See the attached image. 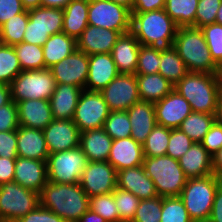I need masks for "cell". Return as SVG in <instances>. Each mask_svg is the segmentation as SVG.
Listing matches in <instances>:
<instances>
[{
  "label": "cell",
  "mask_w": 222,
  "mask_h": 222,
  "mask_svg": "<svg viewBox=\"0 0 222 222\" xmlns=\"http://www.w3.org/2000/svg\"><path fill=\"white\" fill-rule=\"evenodd\" d=\"M178 26L164 9L150 12H132L131 32L140 45L160 52L169 50L174 43Z\"/></svg>",
  "instance_id": "obj_1"
},
{
  "label": "cell",
  "mask_w": 222,
  "mask_h": 222,
  "mask_svg": "<svg viewBox=\"0 0 222 222\" xmlns=\"http://www.w3.org/2000/svg\"><path fill=\"white\" fill-rule=\"evenodd\" d=\"M40 205L60 216L65 222H78L89 210V196L80 183L47 182L39 194Z\"/></svg>",
  "instance_id": "obj_2"
},
{
  "label": "cell",
  "mask_w": 222,
  "mask_h": 222,
  "mask_svg": "<svg viewBox=\"0 0 222 222\" xmlns=\"http://www.w3.org/2000/svg\"><path fill=\"white\" fill-rule=\"evenodd\" d=\"M174 89L190 104L192 112L215 115L222 93L219 74L188 72Z\"/></svg>",
  "instance_id": "obj_3"
},
{
  "label": "cell",
  "mask_w": 222,
  "mask_h": 222,
  "mask_svg": "<svg viewBox=\"0 0 222 222\" xmlns=\"http://www.w3.org/2000/svg\"><path fill=\"white\" fill-rule=\"evenodd\" d=\"M173 47L184 61L188 72L219 74L220 67L213 61L200 28L178 27Z\"/></svg>",
  "instance_id": "obj_4"
},
{
  "label": "cell",
  "mask_w": 222,
  "mask_h": 222,
  "mask_svg": "<svg viewBox=\"0 0 222 222\" xmlns=\"http://www.w3.org/2000/svg\"><path fill=\"white\" fill-rule=\"evenodd\" d=\"M143 167L155 184L159 197H179L188 178L178 159L168 155L144 157Z\"/></svg>",
  "instance_id": "obj_5"
},
{
  "label": "cell",
  "mask_w": 222,
  "mask_h": 222,
  "mask_svg": "<svg viewBox=\"0 0 222 222\" xmlns=\"http://www.w3.org/2000/svg\"><path fill=\"white\" fill-rule=\"evenodd\" d=\"M216 181L212 175L189 178L179 197L192 221L209 219L213 207Z\"/></svg>",
  "instance_id": "obj_6"
},
{
  "label": "cell",
  "mask_w": 222,
  "mask_h": 222,
  "mask_svg": "<svg viewBox=\"0 0 222 222\" xmlns=\"http://www.w3.org/2000/svg\"><path fill=\"white\" fill-rule=\"evenodd\" d=\"M12 101L48 100L53 95L56 81L50 69L20 72L11 82Z\"/></svg>",
  "instance_id": "obj_7"
},
{
  "label": "cell",
  "mask_w": 222,
  "mask_h": 222,
  "mask_svg": "<svg viewBox=\"0 0 222 222\" xmlns=\"http://www.w3.org/2000/svg\"><path fill=\"white\" fill-rule=\"evenodd\" d=\"M47 176L51 183L77 184L80 182L88 159L80 147L49 154Z\"/></svg>",
  "instance_id": "obj_8"
},
{
  "label": "cell",
  "mask_w": 222,
  "mask_h": 222,
  "mask_svg": "<svg viewBox=\"0 0 222 222\" xmlns=\"http://www.w3.org/2000/svg\"><path fill=\"white\" fill-rule=\"evenodd\" d=\"M40 205L39 193L15 181L0 185V220L16 221Z\"/></svg>",
  "instance_id": "obj_9"
},
{
  "label": "cell",
  "mask_w": 222,
  "mask_h": 222,
  "mask_svg": "<svg viewBox=\"0 0 222 222\" xmlns=\"http://www.w3.org/2000/svg\"><path fill=\"white\" fill-rule=\"evenodd\" d=\"M132 12L123 5L110 0L89 2L88 25H94L120 34L131 31Z\"/></svg>",
  "instance_id": "obj_10"
},
{
  "label": "cell",
  "mask_w": 222,
  "mask_h": 222,
  "mask_svg": "<svg viewBox=\"0 0 222 222\" xmlns=\"http://www.w3.org/2000/svg\"><path fill=\"white\" fill-rule=\"evenodd\" d=\"M110 110L101 92L83 89L80 93L72 121L80 133L104 127Z\"/></svg>",
  "instance_id": "obj_11"
},
{
  "label": "cell",
  "mask_w": 222,
  "mask_h": 222,
  "mask_svg": "<svg viewBox=\"0 0 222 222\" xmlns=\"http://www.w3.org/2000/svg\"><path fill=\"white\" fill-rule=\"evenodd\" d=\"M101 94L110 111H127L140 100L136 74H118Z\"/></svg>",
  "instance_id": "obj_12"
},
{
  "label": "cell",
  "mask_w": 222,
  "mask_h": 222,
  "mask_svg": "<svg viewBox=\"0 0 222 222\" xmlns=\"http://www.w3.org/2000/svg\"><path fill=\"white\" fill-rule=\"evenodd\" d=\"M79 183L89 198L109 194L117 187V171L108 161H88Z\"/></svg>",
  "instance_id": "obj_13"
},
{
  "label": "cell",
  "mask_w": 222,
  "mask_h": 222,
  "mask_svg": "<svg viewBox=\"0 0 222 222\" xmlns=\"http://www.w3.org/2000/svg\"><path fill=\"white\" fill-rule=\"evenodd\" d=\"M89 67V56L76 48L73 53L50 67L56 84H69L85 88Z\"/></svg>",
  "instance_id": "obj_14"
},
{
  "label": "cell",
  "mask_w": 222,
  "mask_h": 222,
  "mask_svg": "<svg viewBox=\"0 0 222 222\" xmlns=\"http://www.w3.org/2000/svg\"><path fill=\"white\" fill-rule=\"evenodd\" d=\"M43 134L49 154L79 147L80 131L72 120L54 119Z\"/></svg>",
  "instance_id": "obj_15"
},
{
  "label": "cell",
  "mask_w": 222,
  "mask_h": 222,
  "mask_svg": "<svg viewBox=\"0 0 222 222\" xmlns=\"http://www.w3.org/2000/svg\"><path fill=\"white\" fill-rule=\"evenodd\" d=\"M154 108L157 124L170 129L179 128L192 112L190 104L175 89L154 103Z\"/></svg>",
  "instance_id": "obj_16"
},
{
  "label": "cell",
  "mask_w": 222,
  "mask_h": 222,
  "mask_svg": "<svg viewBox=\"0 0 222 222\" xmlns=\"http://www.w3.org/2000/svg\"><path fill=\"white\" fill-rule=\"evenodd\" d=\"M13 181L40 194L48 182L46 161L17 157Z\"/></svg>",
  "instance_id": "obj_17"
},
{
  "label": "cell",
  "mask_w": 222,
  "mask_h": 222,
  "mask_svg": "<svg viewBox=\"0 0 222 222\" xmlns=\"http://www.w3.org/2000/svg\"><path fill=\"white\" fill-rule=\"evenodd\" d=\"M119 74L111 53L89 55L85 90L101 92Z\"/></svg>",
  "instance_id": "obj_18"
},
{
  "label": "cell",
  "mask_w": 222,
  "mask_h": 222,
  "mask_svg": "<svg viewBox=\"0 0 222 222\" xmlns=\"http://www.w3.org/2000/svg\"><path fill=\"white\" fill-rule=\"evenodd\" d=\"M117 187L133 193L140 200L158 196L155 184L146 174L143 165L118 171Z\"/></svg>",
  "instance_id": "obj_19"
},
{
  "label": "cell",
  "mask_w": 222,
  "mask_h": 222,
  "mask_svg": "<svg viewBox=\"0 0 222 222\" xmlns=\"http://www.w3.org/2000/svg\"><path fill=\"white\" fill-rule=\"evenodd\" d=\"M121 34L118 31L88 25L76 40L77 49L88 56L99 53H111Z\"/></svg>",
  "instance_id": "obj_20"
},
{
  "label": "cell",
  "mask_w": 222,
  "mask_h": 222,
  "mask_svg": "<svg viewBox=\"0 0 222 222\" xmlns=\"http://www.w3.org/2000/svg\"><path fill=\"white\" fill-rule=\"evenodd\" d=\"M116 171L143 165L144 152L142 144L132 137L113 140L107 160Z\"/></svg>",
  "instance_id": "obj_21"
},
{
  "label": "cell",
  "mask_w": 222,
  "mask_h": 222,
  "mask_svg": "<svg viewBox=\"0 0 222 222\" xmlns=\"http://www.w3.org/2000/svg\"><path fill=\"white\" fill-rule=\"evenodd\" d=\"M16 105L19 126L43 130L54 120L48 100H23Z\"/></svg>",
  "instance_id": "obj_22"
},
{
  "label": "cell",
  "mask_w": 222,
  "mask_h": 222,
  "mask_svg": "<svg viewBox=\"0 0 222 222\" xmlns=\"http://www.w3.org/2000/svg\"><path fill=\"white\" fill-rule=\"evenodd\" d=\"M139 49L140 43L131 31L118 37L111 56L119 74H135Z\"/></svg>",
  "instance_id": "obj_23"
},
{
  "label": "cell",
  "mask_w": 222,
  "mask_h": 222,
  "mask_svg": "<svg viewBox=\"0 0 222 222\" xmlns=\"http://www.w3.org/2000/svg\"><path fill=\"white\" fill-rule=\"evenodd\" d=\"M131 123V136L135 141L143 144L156 126L154 103L139 100L127 110Z\"/></svg>",
  "instance_id": "obj_24"
},
{
  "label": "cell",
  "mask_w": 222,
  "mask_h": 222,
  "mask_svg": "<svg viewBox=\"0 0 222 222\" xmlns=\"http://www.w3.org/2000/svg\"><path fill=\"white\" fill-rule=\"evenodd\" d=\"M18 157L47 161L49 150L43 130L19 126L17 129Z\"/></svg>",
  "instance_id": "obj_25"
},
{
  "label": "cell",
  "mask_w": 222,
  "mask_h": 222,
  "mask_svg": "<svg viewBox=\"0 0 222 222\" xmlns=\"http://www.w3.org/2000/svg\"><path fill=\"white\" fill-rule=\"evenodd\" d=\"M178 161L188 179L202 178L213 174L212 156L201 143H193Z\"/></svg>",
  "instance_id": "obj_26"
},
{
  "label": "cell",
  "mask_w": 222,
  "mask_h": 222,
  "mask_svg": "<svg viewBox=\"0 0 222 222\" xmlns=\"http://www.w3.org/2000/svg\"><path fill=\"white\" fill-rule=\"evenodd\" d=\"M82 89L75 85L56 84L49 99L53 118L72 120Z\"/></svg>",
  "instance_id": "obj_27"
},
{
  "label": "cell",
  "mask_w": 222,
  "mask_h": 222,
  "mask_svg": "<svg viewBox=\"0 0 222 222\" xmlns=\"http://www.w3.org/2000/svg\"><path fill=\"white\" fill-rule=\"evenodd\" d=\"M113 139L104 128L87 130L80 133L79 147L87 156L88 161H107Z\"/></svg>",
  "instance_id": "obj_28"
},
{
  "label": "cell",
  "mask_w": 222,
  "mask_h": 222,
  "mask_svg": "<svg viewBox=\"0 0 222 222\" xmlns=\"http://www.w3.org/2000/svg\"><path fill=\"white\" fill-rule=\"evenodd\" d=\"M87 0H72L64 8L62 32L77 40L88 26Z\"/></svg>",
  "instance_id": "obj_29"
},
{
  "label": "cell",
  "mask_w": 222,
  "mask_h": 222,
  "mask_svg": "<svg viewBox=\"0 0 222 222\" xmlns=\"http://www.w3.org/2000/svg\"><path fill=\"white\" fill-rule=\"evenodd\" d=\"M42 48L45 69H49L62 59L70 56L76 50L77 43L73 37L61 32L51 35Z\"/></svg>",
  "instance_id": "obj_30"
},
{
  "label": "cell",
  "mask_w": 222,
  "mask_h": 222,
  "mask_svg": "<svg viewBox=\"0 0 222 222\" xmlns=\"http://www.w3.org/2000/svg\"><path fill=\"white\" fill-rule=\"evenodd\" d=\"M140 100L156 103L168 95L174 85L159 73L136 75Z\"/></svg>",
  "instance_id": "obj_31"
},
{
  "label": "cell",
  "mask_w": 222,
  "mask_h": 222,
  "mask_svg": "<svg viewBox=\"0 0 222 222\" xmlns=\"http://www.w3.org/2000/svg\"><path fill=\"white\" fill-rule=\"evenodd\" d=\"M30 27H40L50 35L62 32L63 9L51 7H37L28 11Z\"/></svg>",
  "instance_id": "obj_32"
},
{
  "label": "cell",
  "mask_w": 222,
  "mask_h": 222,
  "mask_svg": "<svg viewBox=\"0 0 222 222\" xmlns=\"http://www.w3.org/2000/svg\"><path fill=\"white\" fill-rule=\"evenodd\" d=\"M199 0H165L164 11L178 27H195Z\"/></svg>",
  "instance_id": "obj_33"
},
{
  "label": "cell",
  "mask_w": 222,
  "mask_h": 222,
  "mask_svg": "<svg viewBox=\"0 0 222 222\" xmlns=\"http://www.w3.org/2000/svg\"><path fill=\"white\" fill-rule=\"evenodd\" d=\"M215 121V115L191 112L181 123L179 129L194 143H201Z\"/></svg>",
  "instance_id": "obj_34"
},
{
  "label": "cell",
  "mask_w": 222,
  "mask_h": 222,
  "mask_svg": "<svg viewBox=\"0 0 222 222\" xmlns=\"http://www.w3.org/2000/svg\"><path fill=\"white\" fill-rule=\"evenodd\" d=\"M188 73V69L172 46L169 50L161 52L159 74L166 78L174 86Z\"/></svg>",
  "instance_id": "obj_35"
},
{
  "label": "cell",
  "mask_w": 222,
  "mask_h": 222,
  "mask_svg": "<svg viewBox=\"0 0 222 222\" xmlns=\"http://www.w3.org/2000/svg\"><path fill=\"white\" fill-rule=\"evenodd\" d=\"M29 21L28 11L25 10L8 19L0 26V37L2 44L14 46L23 42V36Z\"/></svg>",
  "instance_id": "obj_36"
},
{
  "label": "cell",
  "mask_w": 222,
  "mask_h": 222,
  "mask_svg": "<svg viewBox=\"0 0 222 222\" xmlns=\"http://www.w3.org/2000/svg\"><path fill=\"white\" fill-rule=\"evenodd\" d=\"M22 71L45 69L43 48L41 46L21 42L14 45Z\"/></svg>",
  "instance_id": "obj_37"
},
{
  "label": "cell",
  "mask_w": 222,
  "mask_h": 222,
  "mask_svg": "<svg viewBox=\"0 0 222 222\" xmlns=\"http://www.w3.org/2000/svg\"><path fill=\"white\" fill-rule=\"evenodd\" d=\"M170 128L156 124L152 132L142 144L144 157H158L166 155L169 144Z\"/></svg>",
  "instance_id": "obj_38"
},
{
  "label": "cell",
  "mask_w": 222,
  "mask_h": 222,
  "mask_svg": "<svg viewBox=\"0 0 222 222\" xmlns=\"http://www.w3.org/2000/svg\"><path fill=\"white\" fill-rule=\"evenodd\" d=\"M22 72L14 46H0V83L11 84L12 80Z\"/></svg>",
  "instance_id": "obj_39"
},
{
  "label": "cell",
  "mask_w": 222,
  "mask_h": 222,
  "mask_svg": "<svg viewBox=\"0 0 222 222\" xmlns=\"http://www.w3.org/2000/svg\"><path fill=\"white\" fill-rule=\"evenodd\" d=\"M103 128L113 140L130 137L131 123L127 111H110Z\"/></svg>",
  "instance_id": "obj_40"
},
{
  "label": "cell",
  "mask_w": 222,
  "mask_h": 222,
  "mask_svg": "<svg viewBox=\"0 0 222 222\" xmlns=\"http://www.w3.org/2000/svg\"><path fill=\"white\" fill-rule=\"evenodd\" d=\"M121 222H132L140 199L129 191L118 187L112 192Z\"/></svg>",
  "instance_id": "obj_41"
},
{
  "label": "cell",
  "mask_w": 222,
  "mask_h": 222,
  "mask_svg": "<svg viewBox=\"0 0 222 222\" xmlns=\"http://www.w3.org/2000/svg\"><path fill=\"white\" fill-rule=\"evenodd\" d=\"M160 222H192L180 197H162Z\"/></svg>",
  "instance_id": "obj_42"
},
{
  "label": "cell",
  "mask_w": 222,
  "mask_h": 222,
  "mask_svg": "<svg viewBox=\"0 0 222 222\" xmlns=\"http://www.w3.org/2000/svg\"><path fill=\"white\" fill-rule=\"evenodd\" d=\"M89 209L103 217L107 222H121L112 193L90 197Z\"/></svg>",
  "instance_id": "obj_43"
},
{
  "label": "cell",
  "mask_w": 222,
  "mask_h": 222,
  "mask_svg": "<svg viewBox=\"0 0 222 222\" xmlns=\"http://www.w3.org/2000/svg\"><path fill=\"white\" fill-rule=\"evenodd\" d=\"M161 52L150 46L140 45L136 75L159 73Z\"/></svg>",
  "instance_id": "obj_44"
},
{
  "label": "cell",
  "mask_w": 222,
  "mask_h": 222,
  "mask_svg": "<svg viewBox=\"0 0 222 222\" xmlns=\"http://www.w3.org/2000/svg\"><path fill=\"white\" fill-rule=\"evenodd\" d=\"M213 58V61L222 66V25L212 23L200 28Z\"/></svg>",
  "instance_id": "obj_45"
},
{
  "label": "cell",
  "mask_w": 222,
  "mask_h": 222,
  "mask_svg": "<svg viewBox=\"0 0 222 222\" xmlns=\"http://www.w3.org/2000/svg\"><path fill=\"white\" fill-rule=\"evenodd\" d=\"M162 197L140 200L132 222H160Z\"/></svg>",
  "instance_id": "obj_46"
},
{
  "label": "cell",
  "mask_w": 222,
  "mask_h": 222,
  "mask_svg": "<svg viewBox=\"0 0 222 222\" xmlns=\"http://www.w3.org/2000/svg\"><path fill=\"white\" fill-rule=\"evenodd\" d=\"M221 3L222 0H199L195 16V28L215 23Z\"/></svg>",
  "instance_id": "obj_47"
},
{
  "label": "cell",
  "mask_w": 222,
  "mask_h": 222,
  "mask_svg": "<svg viewBox=\"0 0 222 222\" xmlns=\"http://www.w3.org/2000/svg\"><path fill=\"white\" fill-rule=\"evenodd\" d=\"M194 142L179 128L170 129L169 144L166 155L179 159L182 157Z\"/></svg>",
  "instance_id": "obj_48"
},
{
  "label": "cell",
  "mask_w": 222,
  "mask_h": 222,
  "mask_svg": "<svg viewBox=\"0 0 222 222\" xmlns=\"http://www.w3.org/2000/svg\"><path fill=\"white\" fill-rule=\"evenodd\" d=\"M19 128L17 105L14 101L0 107V132Z\"/></svg>",
  "instance_id": "obj_49"
},
{
  "label": "cell",
  "mask_w": 222,
  "mask_h": 222,
  "mask_svg": "<svg viewBox=\"0 0 222 222\" xmlns=\"http://www.w3.org/2000/svg\"><path fill=\"white\" fill-rule=\"evenodd\" d=\"M201 144L212 157L222 148V126L218 122L214 121Z\"/></svg>",
  "instance_id": "obj_50"
},
{
  "label": "cell",
  "mask_w": 222,
  "mask_h": 222,
  "mask_svg": "<svg viewBox=\"0 0 222 222\" xmlns=\"http://www.w3.org/2000/svg\"><path fill=\"white\" fill-rule=\"evenodd\" d=\"M15 222H65L60 216L41 205Z\"/></svg>",
  "instance_id": "obj_51"
},
{
  "label": "cell",
  "mask_w": 222,
  "mask_h": 222,
  "mask_svg": "<svg viewBox=\"0 0 222 222\" xmlns=\"http://www.w3.org/2000/svg\"><path fill=\"white\" fill-rule=\"evenodd\" d=\"M0 157L17 158V130L0 132Z\"/></svg>",
  "instance_id": "obj_52"
},
{
  "label": "cell",
  "mask_w": 222,
  "mask_h": 222,
  "mask_svg": "<svg viewBox=\"0 0 222 222\" xmlns=\"http://www.w3.org/2000/svg\"><path fill=\"white\" fill-rule=\"evenodd\" d=\"M21 0H0V26L14 15L24 12Z\"/></svg>",
  "instance_id": "obj_53"
},
{
  "label": "cell",
  "mask_w": 222,
  "mask_h": 222,
  "mask_svg": "<svg viewBox=\"0 0 222 222\" xmlns=\"http://www.w3.org/2000/svg\"><path fill=\"white\" fill-rule=\"evenodd\" d=\"M50 36L51 35L48 33V31H45L40 27H30L29 20L23 36V42L35 44L42 47Z\"/></svg>",
  "instance_id": "obj_54"
},
{
  "label": "cell",
  "mask_w": 222,
  "mask_h": 222,
  "mask_svg": "<svg viewBox=\"0 0 222 222\" xmlns=\"http://www.w3.org/2000/svg\"><path fill=\"white\" fill-rule=\"evenodd\" d=\"M16 158L0 157V185L14 180Z\"/></svg>",
  "instance_id": "obj_55"
},
{
  "label": "cell",
  "mask_w": 222,
  "mask_h": 222,
  "mask_svg": "<svg viewBox=\"0 0 222 222\" xmlns=\"http://www.w3.org/2000/svg\"><path fill=\"white\" fill-rule=\"evenodd\" d=\"M165 0H134V7L131 12H150L164 9Z\"/></svg>",
  "instance_id": "obj_56"
},
{
  "label": "cell",
  "mask_w": 222,
  "mask_h": 222,
  "mask_svg": "<svg viewBox=\"0 0 222 222\" xmlns=\"http://www.w3.org/2000/svg\"><path fill=\"white\" fill-rule=\"evenodd\" d=\"M209 219L212 222H222V192L216 191Z\"/></svg>",
  "instance_id": "obj_57"
},
{
  "label": "cell",
  "mask_w": 222,
  "mask_h": 222,
  "mask_svg": "<svg viewBox=\"0 0 222 222\" xmlns=\"http://www.w3.org/2000/svg\"><path fill=\"white\" fill-rule=\"evenodd\" d=\"M12 101L11 87L9 84L0 83V107Z\"/></svg>",
  "instance_id": "obj_58"
},
{
  "label": "cell",
  "mask_w": 222,
  "mask_h": 222,
  "mask_svg": "<svg viewBox=\"0 0 222 222\" xmlns=\"http://www.w3.org/2000/svg\"><path fill=\"white\" fill-rule=\"evenodd\" d=\"M78 222H107L103 217L89 209L80 218Z\"/></svg>",
  "instance_id": "obj_59"
},
{
  "label": "cell",
  "mask_w": 222,
  "mask_h": 222,
  "mask_svg": "<svg viewBox=\"0 0 222 222\" xmlns=\"http://www.w3.org/2000/svg\"><path fill=\"white\" fill-rule=\"evenodd\" d=\"M72 0H41V6L63 9Z\"/></svg>",
  "instance_id": "obj_60"
},
{
  "label": "cell",
  "mask_w": 222,
  "mask_h": 222,
  "mask_svg": "<svg viewBox=\"0 0 222 222\" xmlns=\"http://www.w3.org/2000/svg\"><path fill=\"white\" fill-rule=\"evenodd\" d=\"M213 172L222 170V148L212 157Z\"/></svg>",
  "instance_id": "obj_61"
},
{
  "label": "cell",
  "mask_w": 222,
  "mask_h": 222,
  "mask_svg": "<svg viewBox=\"0 0 222 222\" xmlns=\"http://www.w3.org/2000/svg\"><path fill=\"white\" fill-rule=\"evenodd\" d=\"M25 10L29 11L41 7V0H21Z\"/></svg>",
  "instance_id": "obj_62"
},
{
  "label": "cell",
  "mask_w": 222,
  "mask_h": 222,
  "mask_svg": "<svg viewBox=\"0 0 222 222\" xmlns=\"http://www.w3.org/2000/svg\"><path fill=\"white\" fill-rule=\"evenodd\" d=\"M215 121L222 126V93L218 99V105L215 113Z\"/></svg>",
  "instance_id": "obj_63"
},
{
  "label": "cell",
  "mask_w": 222,
  "mask_h": 222,
  "mask_svg": "<svg viewBox=\"0 0 222 222\" xmlns=\"http://www.w3.org/2000/svg\"><path fill=\"white\" fill-rule=\"evenodd\" d=\"M213 176L216 181L217 190L222 192V170L214 171Z\"/></svg>",
  "instance_id": "obj_64"
},
{
  "label": "cell",
  "mask_w": 222,
  "mask_h": 222,
  "mask_svg": "<svg viewBox=\"0 0 222 222\" xmlns=\"http://www.w3.org/2000/svg\"><path fill=\"white\" fill-rule=\"evenodd\" d=\"M110 1L123 5L126 8L130 9L131 11L134 7V0H110Z\"/></svg>",
  "instance_id": "obj_65"
},
{
  "label": "cell",
  "mask_w": 222,
  "mask_h": 222,
  "mask_svg": "<svg viewBox=\"0 0 222 222\" xmlns=\"http://www.w3.org/2000/svg\"><path fill=\"white\" fill-rule=\"evenodd\" d=\"M215 23L222 25V3L217 11Z\"/></svg>",
  "instance_id": "obj_66"
},
{
  "label": "cell",
  "mask_w": 222,
  "mask_h": 222,
  "mask_svg": "<svg viewBox=\"0 0 222 222\" xmlns=\"http://www.w3.org/2000/svg\"><path fill=\"white\" fill-rule=\"evenodd\" d=\"M219 78L222 86V66L219 68Z\"/></svg>",
  "instance_id": "obj_67"
},
{
  "label": "cell",
  "mask_w": 222,
  "mask_h": 222,
  "mask_svg": "<svg viewBox=\"0 0 222 222\" xmlns=\"http://www.w3.org/2000/svg\"><path fill=\"white\" fill-rule=\"evenodd\" d=\"M192 222H212L210 219H205V220H196Z\"/></svg>",
  "instance_id": "obj_68"
}]
</instances>
